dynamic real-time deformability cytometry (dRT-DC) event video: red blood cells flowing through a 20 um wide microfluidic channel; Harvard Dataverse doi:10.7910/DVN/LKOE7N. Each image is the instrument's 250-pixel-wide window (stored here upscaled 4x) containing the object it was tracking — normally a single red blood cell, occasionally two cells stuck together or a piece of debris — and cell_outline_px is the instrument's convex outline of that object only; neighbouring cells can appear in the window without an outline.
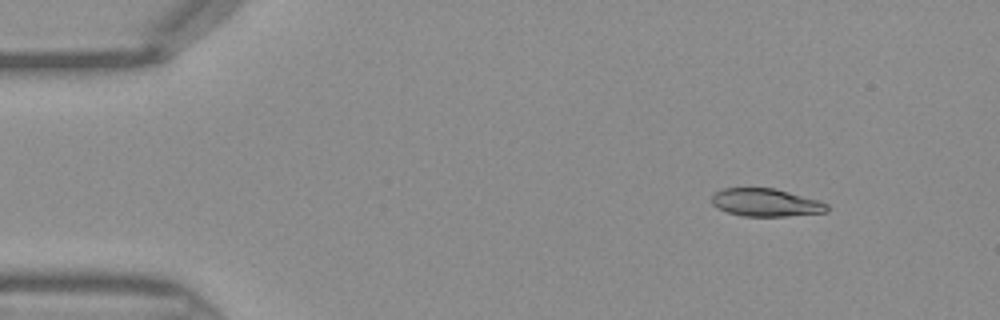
{"species": "Egyptian fruit bat (a non-hibernating species)", "species_latin": "Rousettus aegyptiacus", "temperature_condition": "warm", "stored_images_in_passage": 42, "camera_frame_rate_fps": 3000, "um_per_image_px": 0.085, "frame": {"image": 1, "passage_image": 2, "time_ms": 0.333, "image_size_px": [1000, 320], "cell_outline_px": [[828, 212], [784, 216], [744, 216], [728, 212], [716, 208], [712, 204], [712, 196], [716, 192], [724, 188], [776, 188], [820, 200], [828, 204]], "centroid_in_image_um": [65.12, 17.21], "position_along_channel_um": 19.9, "area_um2": 18.79}}
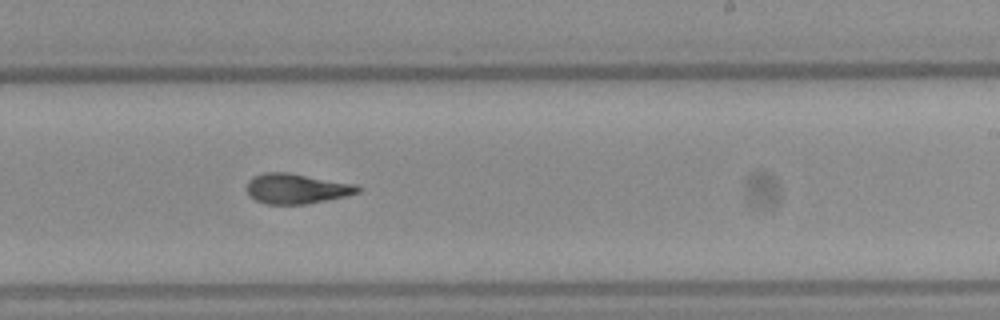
{"frame": {"image": 2, "passage_image": 24, "time_ms": 7.667, "image_size_px": [1000, 320], "cell_outline_px": [[360, 192], [344, 196], [308, 204], [268, 204], [256, 200], [248, 192], [248, 180], [252, 176], [264, 172], [288, 172], [356, 184], [360, 188]], "centroid_in_image_um": [25.21, 16.02], "position_along_channel_um": 263.8, "area_um2": 19.36}}
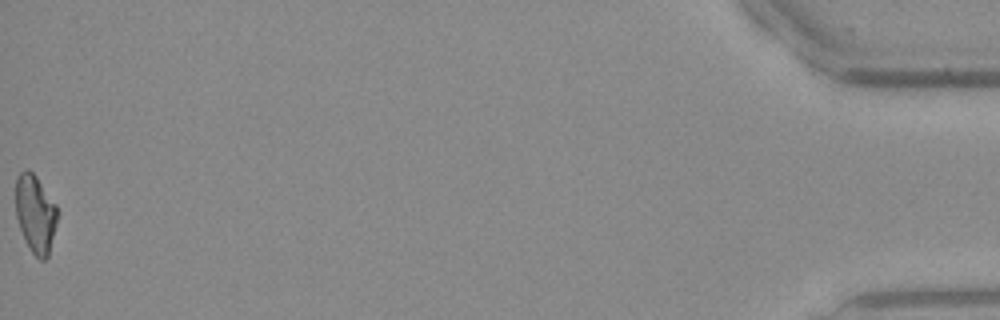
{"frame": {"image": 3, "passage_image": 42, "time_ms": 13.667, "image_size_px": [1000, 320], "cell_outline_px": [[56, 224], [48, 256], [44, 260], [40, 260], [32, 252], [24, 240], [16, 216], [16, 176], [24, 168], [28, 168], [36, 176], [56, 204]], "centroid_in_image_um": [2.99, 18.14], "position_along_channel_um": 432.2, "area_um2": 18.84}}